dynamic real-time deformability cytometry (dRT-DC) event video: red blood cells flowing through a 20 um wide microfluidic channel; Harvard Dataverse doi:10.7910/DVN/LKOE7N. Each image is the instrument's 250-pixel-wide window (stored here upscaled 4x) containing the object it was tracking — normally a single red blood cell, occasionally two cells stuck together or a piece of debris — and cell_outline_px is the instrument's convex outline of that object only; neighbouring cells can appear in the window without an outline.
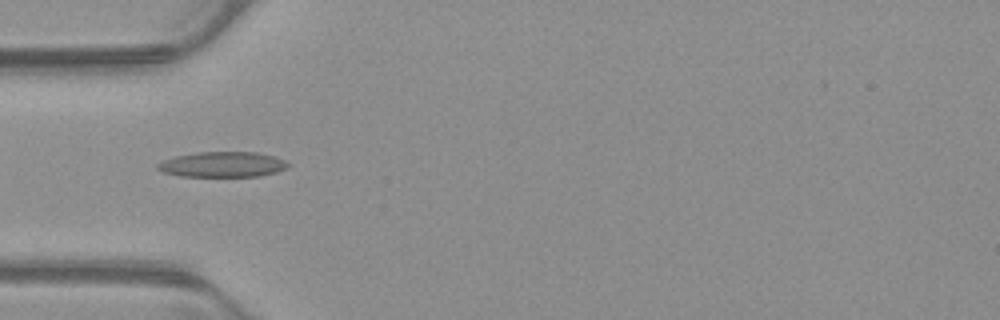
{"species": "common noctule bat (a hibernating species)", "species_latin": "Nyctalus noctula", "temperature_condition": "warm", "stored_images_in_passage": 53, "camera_frame_rate_fps": 3000, "um_per_image_px": 0.085, "animal": {"sex": "male", "body_mass_g": 23.1, "forearm_length_mm": 52.7}, "frame": {"image": 1, "passage_image": 17, "time_ms": 5.333, "image_size_px": [1000, 320], "cell_outline_px": [[292, 164], [288, 168], [276, 172], [260, 176], [180, 176], [164, 172], [156, 168], [156, 164], [164, 160], [176, 156], [196, 152], [256, 152], [272, 156], [284, 160]], "centroid_in_image_um": [18.94, 13.98], "position_along_channel_um": 66.1, "area_um2": 19.25}}
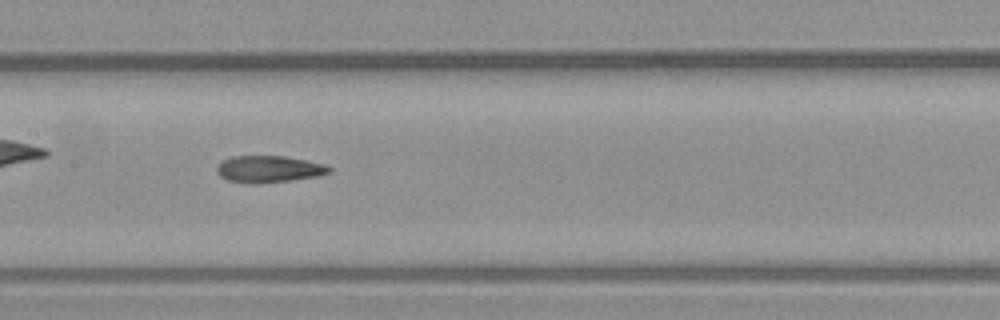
{"frame": {"image": 2, "passage_image": 26, "time_ms": 8.333, "image_size_px": [1000, 320], "cell_outline_px": [[332, 172], [320, 176], [292, 180], [256, 184], [248, 184], [228, 180], [220, 176], [216, 172], [216, 168], [224, 160], [232, 156], [284, 156], [324, 164], [332, 168]], "centroid_in_image_um": [22.87, 14.39], "position_along_channel_um": 184.5, "area_um2": 17.63}}
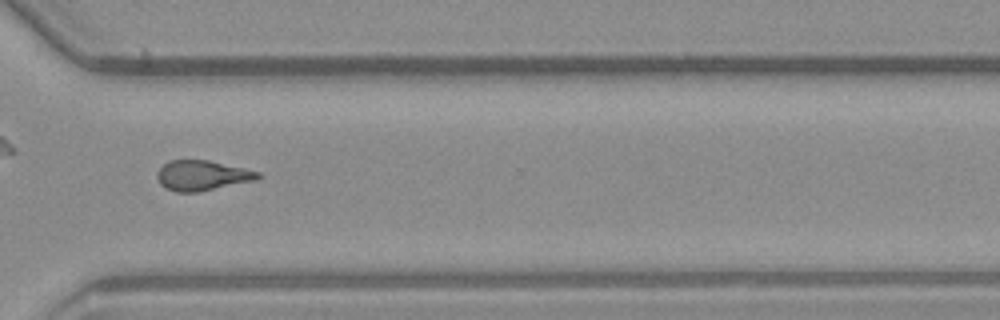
{"frame": {"image": 3, "passage_image": 39, "time_ms": 12.667, "image_size_px": [1000, 320], "cell_outline_px": [[264, 176], [256, 180], [200, 192], [176, 192], [164, 188], [160, 184], [156, 176], [156, 172], [168, 160], [208, 160], [244, 168], [260, 172]], "centroid_in_image_um": [17.18, 14.92], "position_along_channel_um": 353.4, "area_um2": 17.92}, "authors_computed_cell_mechanics": {"area_um2": 17.6868, "velocity_mm_per_s": 3.9108, "shape_relaxation_time_tau1_ms": null, "shape_relaxation_time_tau2_ms": 2.9226, "deformation_change_tau1": null, "deformation_change_tau2": 0.1323}}